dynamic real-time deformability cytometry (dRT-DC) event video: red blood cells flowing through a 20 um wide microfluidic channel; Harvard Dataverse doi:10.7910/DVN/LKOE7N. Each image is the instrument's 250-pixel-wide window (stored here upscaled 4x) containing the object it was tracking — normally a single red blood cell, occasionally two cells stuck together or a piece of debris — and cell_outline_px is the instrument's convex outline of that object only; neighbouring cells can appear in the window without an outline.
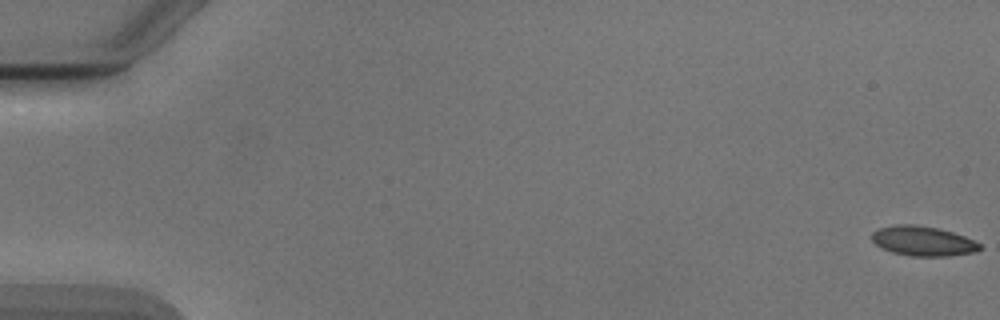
{"species": "Egyptian fruit bat (a non-hibernating species)", "species_latin": "Rousettus aegyptiacus", "temperature_condition": "cold", "stored_images_in_passage": 50, "camera_frame_rate_fps": 3000, "um_per_image_px": 0.085, "animal": {"sex": "male"}, "frame": {"image": 1, "passage_image": 1, "time_ms": 0.0, "image_size_px": [1000, 320], "cell_outline_px": [[980, 248], [976, 252], [948, 256], [912, 256], [892, 252], [880, 248], [872, 240], [872, 232], [880, 228], [896, 224], [916, 224], [936, 228], [952, 232], [964, 236], [980, 244]], "centroid_in_image_um": [78.42, 20.49], "position_along_channel_um": 6.6, "area_um2": 18.61}}
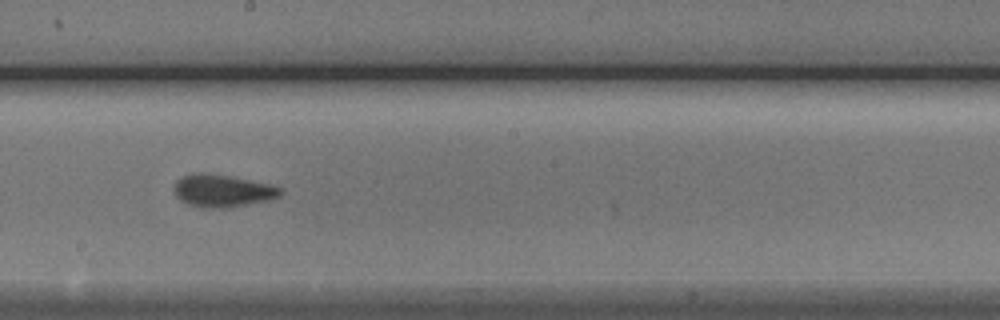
{"frame": {"image": 2, "passage_image": 31, "time_ms": 10.0, "image_size_px": [1000, 320], "cell_outline_px": [[284, 188], [280, 196], [268, 200], [224, 208], [200, 208], [188, 204], [180, 200], [176, 196], [172, 188], [176, 180], [180, 176], [192, 172], [204, 172], [228, 176], [272, 184]], "centroid_in_image_um": [18.86, 16.2], "position_along_channel_um": 229.3, "area_um2": 20.46}}
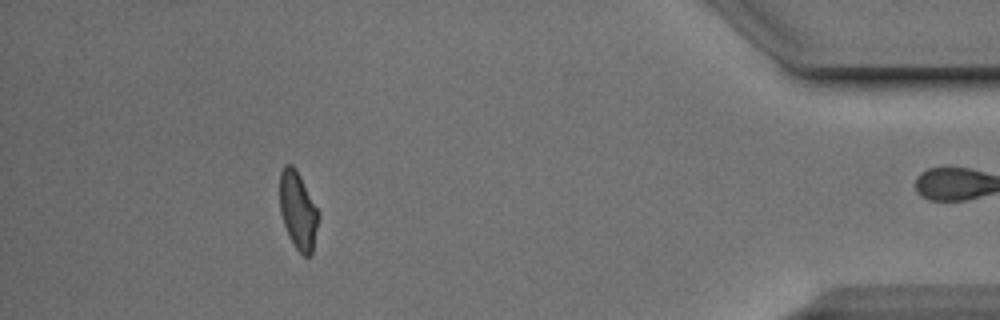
{"frame": {"image": 3, "passage_image": 49, "time_ms": 16.0, "image_size_px": [1000, 320], "cell_outline_px": [[320, 216], [312, 256], [304, 256], [296, 248], [288, 236], [280, 212], [280, 172], [284, 164], [292, 164], [296, 168]], "centroid_in_image_um": [25.33, 17.91], "position_along_channel_um": 409.9, "area_um2": 17.51}, "authors_computed_cell_mechanics": {"area_um2": 18.9873, "velocity_mm_per_s": 3.8874, "shape_relaxation_time_tau1_ms": 4.696, "shape_relaxation_time_tau2_ms": 2.4105, "deformation_change_tau1": 0.1231, "deformation_change_tau2": 0.0655}}